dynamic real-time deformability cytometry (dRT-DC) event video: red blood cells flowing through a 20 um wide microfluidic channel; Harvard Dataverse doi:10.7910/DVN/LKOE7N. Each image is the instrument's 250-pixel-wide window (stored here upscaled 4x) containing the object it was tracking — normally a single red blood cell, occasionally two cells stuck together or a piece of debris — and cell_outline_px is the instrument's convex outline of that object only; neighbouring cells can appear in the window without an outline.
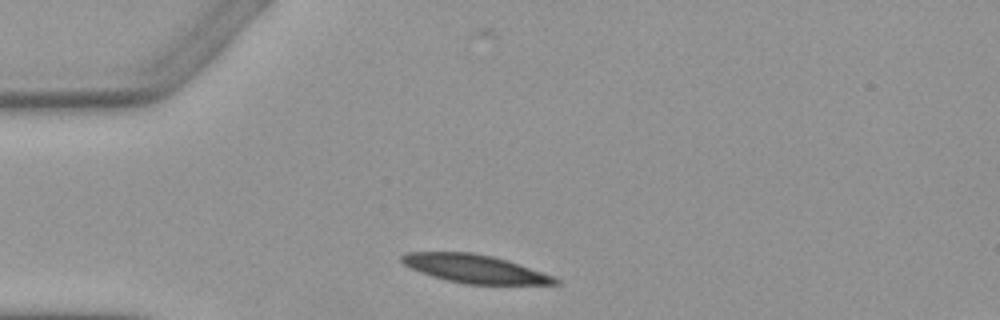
{"species": "Egyptian fruit bat (a non-hibernating species)", "species_latin": "Rousettus aegyptiacus", "temperature_condition": "warm", "stored_images_in_passage": 3, "camera_frame_rate_fps": 3000, "um_per_image_px": 0.085, "animal": {"sex": "female"}, "frame": {"image": 1, "passage_image": 1, "time_ms": 0.0, "image_size_px": [1000, 320], "cell_outline_px": [[560, 284], [464, 284], [432, 276], [420, 272], [404, 264], [400, 260], [400, 256], [408, 252], [472, 252], [492, 256], [508, 260], [556, 276], [560, 280]], "centroid_in_image_um": [40.4, 22.84], "position_along_channel_um": 44.6, "area_um2": 25.32}}
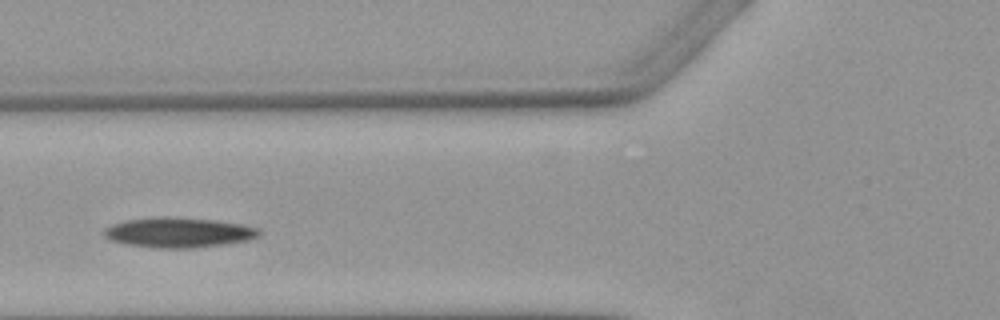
{"frame": {"image": 2, "passage_image": 3, "time_ms": 2.333, "image_size_px": [1000, 320], "cell_outline_px": [[260, 232], [256, 236], [248, 240], [192, 248], [152, 248], [124, 244], [108, 240], [104, 236], [104, 228], [112, 224], [128, 220], [216, 220], [240, 224], [260, 228]], "centroid_in_image_um": [15.15, 19.82], "position_along_channel_um": 110.6, "area_um2": 25.78}}